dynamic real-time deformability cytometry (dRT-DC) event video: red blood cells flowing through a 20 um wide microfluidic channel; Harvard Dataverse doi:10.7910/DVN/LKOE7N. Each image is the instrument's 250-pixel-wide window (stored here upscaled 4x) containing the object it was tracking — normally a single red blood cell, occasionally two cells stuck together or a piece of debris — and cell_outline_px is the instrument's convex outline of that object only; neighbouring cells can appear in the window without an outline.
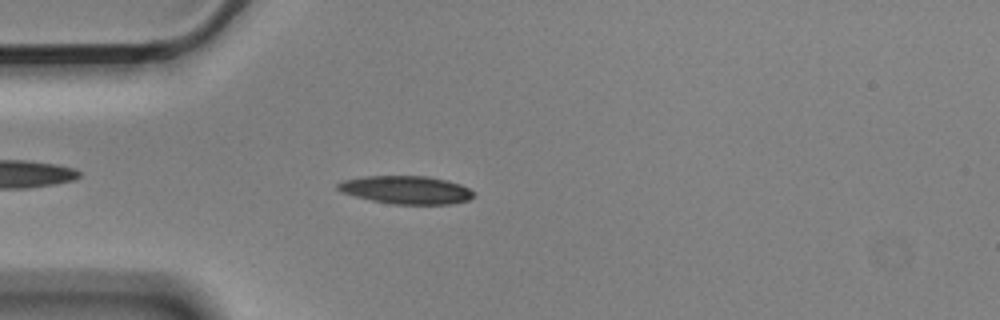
{"species": "Egyptian fruit bat (a non-hibernating species)", "species_latin": "Rousettus aegyptiacus", "temperature_condition": "cold", "stored_images_in_passage": 48, "camera_frame_rate_fps": 3000, "um_per_image_px": 0.085, "animal": {"sex": "male"}, "frame": {"image": 1, "passage_image": 7, "time_ms": 2.0, "image_size_px": [1000, 320], "cell_outline_px": [[476, 192], [468, 200], [452, 204], [392, 204], [372, 200], [340, 192], [336, 188], [336, 184], [344, 180], [364, 176], [428, 176], [448, 180], [460, 184]], "centroid_in_image_um": [34.53, 16.13], "position_along_channel_um": 50.5, "area_um2": 22.25}}
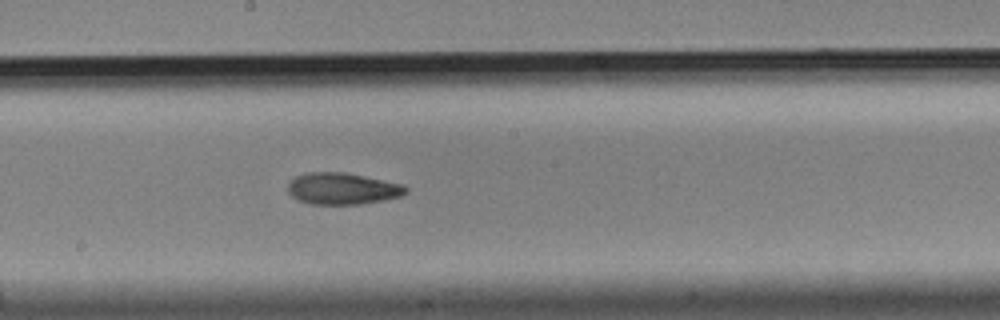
{"frame": {"image": 2, "passage_image": 22, "time_ms": 7.0, "image_size_px": [1000, 320], "cell_outline_px": [[408, 192], [400, 196], [384, 200], [360, 204], [312, 204], [300, 200], [292, 196], [288, 192], [288, 184], [296, 176], [308, 172], [344, 172], [404, 184], [408, 188]], "centroid_in_image_um": [29.14, 16.03], "position_along_channel_um": 219.1, "area_um2": 21.68}}
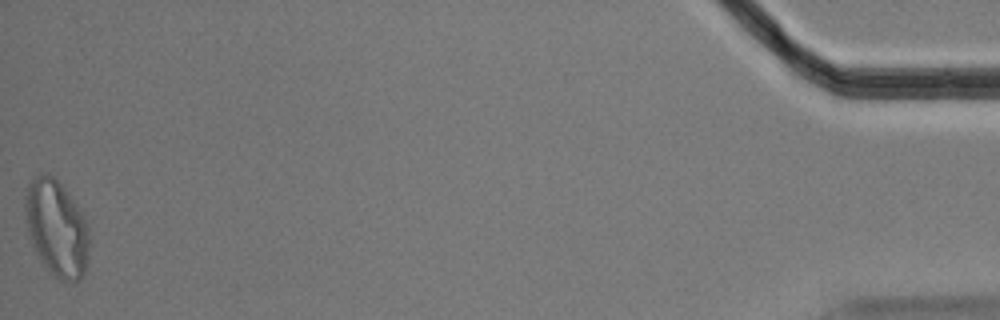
{"frame": {"image": 3, "passage_image": 48, "time_ms": 15.667, "image_size_px": [1000, 320], "cell_outline_px": [[88, 264], [84, 272], [76, 280], [64, 280], [52, 276], [48, 272], [40, 260], [36, 252], [28, 232], [24, 212], [24, 196], [28, 180], [32, 176], [40, 172], [48, 172], [64, 188], [84, 216], [88, 224]], "centroid_in_image_um": [4.77, 19.34], "position_along_channel_um": 430.4, "area_um2": 36.24}, "authors_computed_cell_mechanics": {"area_um2": 22.0218, "velocity_mm_per_s": 3.5594, "shape_relaxation_time_tau1_ms": 6.2329, "shape_relaxation_time_tau2_ms": 5.2203, "deformation_change_tau1": 0.1924, "deformation_change_tau2": 0.1199}}